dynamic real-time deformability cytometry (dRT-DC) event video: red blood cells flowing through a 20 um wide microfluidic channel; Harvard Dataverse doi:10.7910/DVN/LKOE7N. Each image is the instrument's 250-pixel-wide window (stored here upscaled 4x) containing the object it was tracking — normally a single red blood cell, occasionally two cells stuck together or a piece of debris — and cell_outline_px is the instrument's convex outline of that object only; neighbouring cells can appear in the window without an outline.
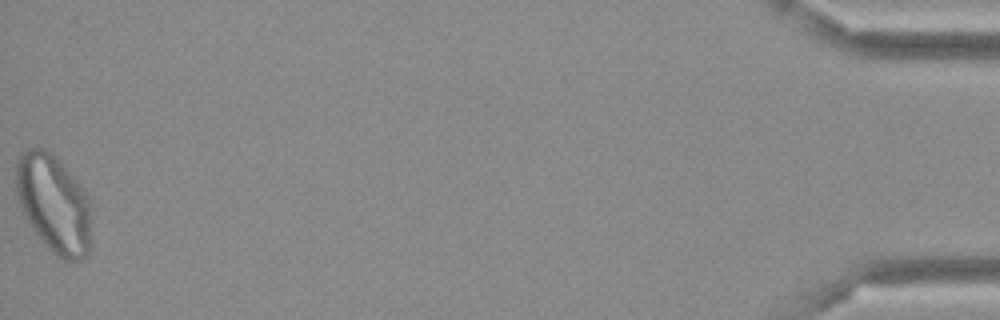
{"species": "Egyptian fruit bat (a non-hibernating species)", "species_latin": "Rousettus aegyptiacus", "temperature_condition": "cold", "stored_images_in_passage": 48, "camera_frame_rate_fps": 3000, "um_per_image_px": 0.085, "frame": {"image": 1, "passage_image": 48, "time_ms": 15.667, "image_size_px": [1000, 320], "cell_outline_px": [[88, 252], [80, 260], [64, 260], [56, 256], [48, 248], [32, 228], [24, 216], [16, 196], [16, 160], [28, 148], [36, 144], [44, 148], [76, 180], [88, 196]], "centroid_in_image_um": [4.5, 17.3], "position_along_channel_um": 430.7, "area_um2": 42.14}}